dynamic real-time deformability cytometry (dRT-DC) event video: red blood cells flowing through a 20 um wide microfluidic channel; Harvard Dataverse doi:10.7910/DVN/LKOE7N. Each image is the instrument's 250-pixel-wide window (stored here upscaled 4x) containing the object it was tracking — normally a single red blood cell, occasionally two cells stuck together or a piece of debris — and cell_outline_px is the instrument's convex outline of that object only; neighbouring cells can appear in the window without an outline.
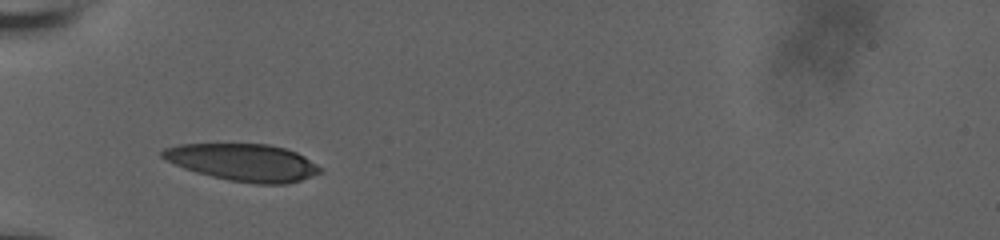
{"species": "human", "species_latin": "Homo sapiens", "temperature_condition": "room temperature", "stored_images_in_passage": 32, "camera_frame_rate_fps": 3000, "um_per_image_px": 0.085, "donor": {"sex": "male"}, "frame": {"image": 1, "passage_image": 1, "time_ms": 0.0, "image_size_px": [1000, 240], "cell_outline_px": [[324, 172], [300, 180], [284, 184], [256, 184], [228, 180], [196, 172], [184, 168], [160, 156], [160, 152], [164, 148], [180, 144], [268, 144], [284, 148], [296, 152], [304, 156], [316, 164]], "centroid_in_image_um": [20.68, 13.8], "position_along_channel_um": 64.3, "area_um2": 33.99}}
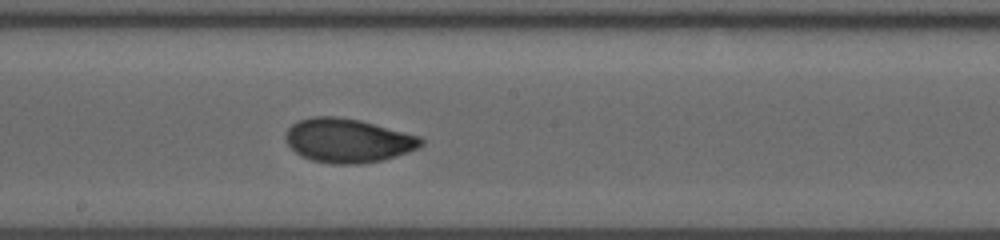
{"frame": {"image": 2, "passage_image": 14, "time_ms": 4.333, "image_size_px": [1000, 240], "cell_outline_px": [[424, 144], [420, 148], [396, 156], [380, 160], [360, 164], [332, 164], [312, 160], [300, 156], [288, 144], [284, 136], [288, 128], [292, 124], [300, 120], [312, 116], [336, 116], [360, 120], [420, 136], [424, 140]], "centroid_in_image_um": [29.58, 11.94], "position_along_channel_um": 218.6, "area_um2": 34.8}}
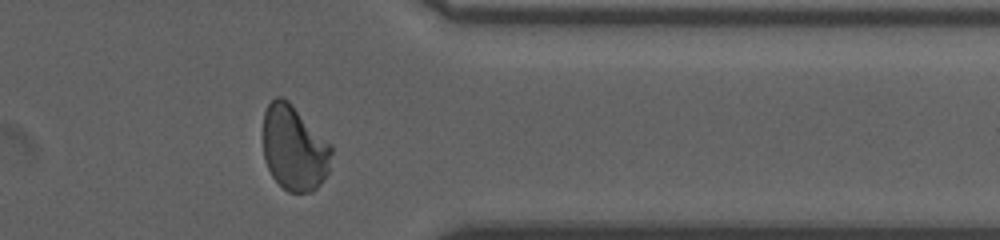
{"frame": {"image": 3, "passage_image": 28, "time_ms": 9.0, "image_size_px": [1000, 240], "cell_outline_px": [[332, 152], [328, 172], [324, 180], [312, 192], [288, 192], [272, 176], [264, 160], [264, 112], [268, 104], [276, 96], [280, 96], [288, 100], [332, 144]], "centroid_in_image_um": [25.02, 12.58], "position_along_channel_um": 386.4, "area_um2": 34.04}, "authors_computed_cell_mechanics": {"area_um2": 34.0731, "velocity_mm_per_s": 3.7265, "shape_relaxation_time_tau1_ms": 5.0475, "shape_relaxation_time_tau2_ms": 0.8381, "deformation_change_tau1": 0.1706, "deformation_change_tau2": 0.0458}}